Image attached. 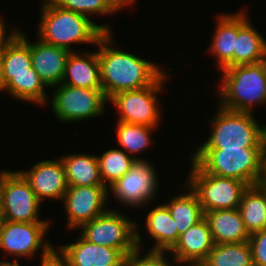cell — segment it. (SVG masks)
<instances>
[{
    "mask_svg": "<svg viewBox=\"0 0 266 266\" xmlns=\"http://www.w3.org/2000/svg\"><path fill=\"white\" fill-rule=\"evenodd\" d=\"M112 32H105L97 42L102 91L107 99L116 93L148 87L164 71L157 63L113 48Z\"/></svg>",
    "mask_w": 266,
    "mask_h": 266,
    "instance_id": "1",
    "label": "cell"
},
{
    "mask_svg": "<svg viewBox=\"0 0 266 266\" xmlns=\"http://www.w3.org/2000/svg\"><path fill=\"white\" fill-rule=\"evenodd\" d=\"M38 39L73 52L71 44H97L105 32H111L110 25L95 24L91 17L63 9L51 0L42 2Z\"/></svg>",
    "mask_w": 266,
    "mask_h": 266,
    "instance_id": "2",
    "label": "cell"
},
{
    "mask_svg": "<svg viewBox=\"0 0 266 266\" xmlns=\"http://www.w3.org/2000/svg\"><path fill=\"white\" fill-rule=\"evenodd\" d=\"M221 71L223 79L218 95L222 108L254 113L252 109L255 104H266V60L256 64L235 65Z\"/></svg>",
    "mask_w": 266,
    "mask_h": 266,
    "instance_id": "3",
    "label": "cell"
},
{
    "mask_svg": "<svg viewBox=\"0 0 266 266\" xmlns=\"http://www.w3.org/2000/svg\"><path fill=\"white\" fill-rule=\"evenodd\" d=\"M266 147L240 149H197L193 161L203 172L238 179L248 186L257 185Z\"/></svg>",
    "mask_w": 266,
    "mask_h": 266,
    "instance_id": "4",
    "label": "cell"
},
{
    "mask_svg": "<svg viewBox=\"0 0 266 266\" xmlns=\"http://www.w3.org/2000/svg\"><path fill=\"white\" fill-rule=\"evenodd\" d=\"M218 108L211 119V134L198 149L266 147V125L260 126L253 113Z\"/></svg>",
    "mask_w": 266,
    "mask_h": 266,
    "instance_id": "5",
    "label": "cell"
},
{
    "mask_svg": "<svg viewBox=\"0 0 266 266\" xmlns=\"http://www.w3.org/2000/svg\"><path fill=\"white\" fill-rule=\"evenodd\" d=\"M138 224L115 209L82 224L80 235L90 243L120 250L124 255L141 248Z\"/></svg>",
    "mask_w": 266,
    "mask_h": 266,
    "instance_id": "6",
    "label": "cell"
},
{
    "mask_svg": "<svg viewBox=\"0 0 266 266\" xmlns=\"http://www.w3.org/2000/svg\"><path fill=\"white\" fill-rule=\"evenodd\" d=\"M187 187L197 195L204 211L238 208L248 185L238 179L203 172L193 161Z\"/></svg>",
    "mask_w": 266,
    "mask_h": 266,
    "instance_id": "7",
    "label": "cell"
},
{
    "mask_svg": "<svg viewBox=\"0 0 266 266\" xmlns=\"http://www.w3.org/2000/svg\"><path fill=\"white\" fill-rule=\"evenodd\" d=\"M167 76L164 72L148 87L122 91L111 96L108 100L113 103L120 114L118 121L157 128L161 111L156 94L164 88L162 86Z\"/></svg>",
    "mask_w": 266,
    "mask_h": 266,
    "instance_id": "8",
    "label": "cell"
},
{
    "mask_svg": "<svg viewBox=\"0 0 266 266\" xmlns=\"http://www.w3.org/2000/svg\"><path fill=\"white\" fill-rule=\"evenodd\" d=\"M0 197L5 220L10 222H48L39 219L41 201L19 171H0Z\"/></svg>",
    "mask_w": 266,
    "mask_h": 266,
    "instance_id": "9",
    "label": "cell"
},
{
    "mask_svg": "<svg viewBox=\"0 0 266 266\" xmlns=\"http://www.w3.org/2000/svg\"><path fill=\"white\" fill-rule=\"evenodd\" d=\"M50 104L59 121L76 122L103 114L108 99L102 89H89L59 84Z\"/></svg>",
    "mask_w": 266,
    "mask_h": 266,
    "instance_id": "10",
    "label": "cell"
},
{
    "mask_svg": "<svg viewBox=\"0 0 266 266\" xmlns=\"http://www.w3.org/2000/svg\"><path fill=\"white\" fill-rule=\"evenodd\" d=\"M49 224L50 221L24 223L5 220L0 227V248L7 255L19 258L34 257L40 249L41 262L49 260L55 254V248L44 237Z\"/></svg>",
    "mask_w": 266,
    "mask_h": 266,
    "instance_id": "11",
    "label": "cell"
},
{
    "mask_svg": "<svg viewBox=\"0 0 266 266\" xmlns=\"http://www.w3.org/2000/svg\"><path fill=\"white\" fill-rule=\"evenodd\" d=\"M151 164L149 161H137L109 187L121 205L137 208L154 199L159 182L156 170Z\"/></svg>",
    "mask_w": 266,
    "mask_h": 266,
    "instance_id": "12",
    "label": "cell"
},
{
    "mask_svg": "<svg viewBox=\"0 0 266 266\" xmlns=\"http://www.w3.org/2000/svg\"><path fill=\"white\" fill-rule=\"evenodd\" d=\"M108 191L106 186L68 185L62 199L67 214V228H79L107 212L109 208H106L105 203L110 197Z\"/></svg>",
    "mask_w": 266,
    "mask_h": 266,
    "instance_id": "13",
    "label": "cell"
},
{
    "mask_svg": "<svg viewBox=\"0 0 266 266\" xmlns=\"http://www.w3.org/2000/svg\"><path fill=\"white\" fill-rule=\"evenodd\" d=\"M55 254L67 266H122L125 256L118 249L90 243L81 235L75 243L59 246Z\"/></svg>",
    "mask_w": 266,
    "mask_h": 266,
    "instance_id": "14",
    "label": "cell"
},
{
    "mask_svg": "<svg viewBox=\"0 0 266 266\" xmlns=\"http://www.w3.org/2000/svg\"><path fill=\"white\" fill-rule=\"evenodd\" d=\"M29 182L36 197L43 202L44 199L62 200L67 189L65 169L61 159L43 160L29 171H19Z\"/></svg>",
    "mask_w": 266,
    "mask_h": 266,
    "instance_id": "15",
    "label": "cell"
},
{
    "mask_svg": "<svg viewBox=\"0 0 266 266\" xmlns=\"http://www.w3.org/2000/svg\"><path fill=\"white\" fill-rule=\"evenodd\" d=\"M210 226L204 217L201 221L181 234L175 245L168 251L178 264L205 261L214 247Z\"/></svg>",
    "mask_w": 266,
    "mask_h": 266,
    "instance_id": "16",
    "label": "cell"
},
{
    "mask_svg": "<svg viewBox=\"0 0 266 266\" xmlns=\"http://www.w3.org/2000/svg\"><path fill=\"white\" fill-rule=\"evenodd\" d=\"M38 40L37 43L30 41L32 67L47 88L59 85L71 51Z\"/></svg>",
    "mask_w": 266,
    "mask_h": 266,
    "instance_id": "17",
    "label": "cell"
},
{
    "mask_svg": "<svg viewBox=\"0 0 266 266\" xmlns=\"http://www.w3.org/2000/svg\"><path fill=\"white\" fill-rule=\"evenodd\" d=\"M241 11L234 14L220 15L217 18V29L214 31L210 47V53L218 61L220 70L233 66V54L238 30L249 20L248 16Z\"/></svg>",
    "mask_w": 266,
    "mask_h": 266,
    "instance_id": "18",
    "label": "cell"
},
{
    "mask_svg": "<svg viewBox=\"0 0 266 266\" xmlns=\"http://www.w3.org/2000/svg\"><path fill=\"white\" fill-rule=\"evenodd\" d=\"M79 55L71 52L66 63L62 84L89 89H102L97 51Z\"/></svg>",
    "mask_w": 266,
    "mask_h": 266,
    "instance_id": "19",
    "label": "cell"
},
{
    "mask_svg": "<svg viewBox=\"0 0 266 266\" xmlns=\"http://www.w3.org/2000/svg\"><path fill=\"white\" fill-rule=\"evenodd\" d=\"M205 218L209 223L215 244L249 241L250 234L245 228L238 208L206 212Z\"/></svg>",
    "mask_w": 266,
    "mask_h": 266,
    "instance_id": "20",
    "label": "cell"
},
{
    "mask_svg": "<svg viewBox=\"0 0 266 266\" xmlns=\"http://www.w3.org/2000/svg\"><path fill=\"white\" fill-rule=\"evenodd\" d=\"M37 74L31 64L30 42L19 32L4 49L0 91L11 81V75Z\"/></svg>",
    "mask_w": 266,
    "mask_h": 266,
    "instance_id": "21",
    "label": "cell"
},
{
    "mask_svg": "<svg viewBox=\"0 0 266 266\" xmlns=\"http://www.w3.org/2000/svg\"><path fill=\"white\" fill-rule=\"evenodd\" d=\"M60 159L68 185L105 186L100 176L97 155L68 154Z\"/></svg>",
    "mask_w": 266,
    "mask_h": 266,
    "instance_id": "22",
    "label": "cell"
},
{
    "mask_svg": "<svg viewBox=\"0 0 266 266\" xmlns=\"http://www.w3.org/2000/svg\"><path fill=\"white\" fill-rule=\"evenodd\" d=\"M146 228L150 236L155 239L151 251L168 252L178 241V231L168 208L159 205L148 212Z\"/></svg>",
    "mask_w": 266,
    "mask_h": 266,
    "instance_id": "23",
    "label": "cell"
},
{
    "mask_svg": "<svg viewBox=\"0 0 266 266\" xmlns=\"http://www.w3.org/2000/svg\"><path fill=\"white\" fill-rule=\"evenodd\" d=\"M266 60V40L248 20L237 32L233 66Z\"/></svg>",
    "mask_w": 266,
    "mask_h": 266,
    "instance_id": "24",
    "label": "cell"
},
{
    "mask_svg": "<svg viewBox=\"0 0 266 266\" xmlns=\"http://www.w3.org/2000/svg\"><path fill=\"white\" fill-rule=\"evenodd\" d=\"M238 209L250 235L266 229V190L258 185L248 186Z\"/></svg>",
    "mask_w": 266,
    "mask_h": 266,
    "instance_id": "25",
    "label": "cell"
},
{
    "mask_svg": "<svg viewBox=\"0 0 266 266\" xmlns=\"http://www.w3.org/2000/svg\"><path fill=\"white\" fill-rule=\"evenodd\" d=\"M188 193L184 195L173 196L170 202L164 204L175 220L178 231V238L190 227L201 221L205 213L199 203L197 195L188 187Z\"/></svg>",
    "mask_w": 266,
    "mask_h": 266,
    "instance_id": "26",
    "label": "cell"
},
{
    "mask_svg": "<svg viewBox=\"0 0 266 266\" xmlns=\"http://www.w3.org/2000/svg\"><path fill=\"white\" fill-rule=\"evenodd\" d=\"M116 137L119 146L122 147L128 155L133 154V158L137 161H148L143 157H135L137 153L144 152L147 147H150L151 144V134L152 130L156 129L155 127H149L145 125L138 124H128L121 121H118L116 125Z\"/></svg>",
    "mask_w": 266,
    "mask_h": 266,
    "instance_id": "27",
    "label": "cell"
},
{
    "mask_svg": "<svg viewBox=\"0 0 266 266\" xmlns=\"http://www.w3.org/2000/svg\"><path fill=\"white\" fill-rule=\"evenodd\" d=\"M204 262L209 266H254L249 241L215 244Z\"/></svg>",
    "mask_w": 266,
    "mask_h": 266,
    "instance_id": "28",
    "label": "cell"
},
{
    "mask_svg": "<svg viewBox=\"0 0 266 266\" xmlns=\"http://www.w3.org/2000/svg\"><path fill=\"white\" fill-rule=\"evenodd\" d=\"M47 86L38 74L11 75V81L2 89L17 100L28 101L43 105L47 103Z\"/></svg>",
    "mask_w": 266,
    "mask_h": 266,
    "instance_id": "29",
    "label": "cell"
},
{
    "mask_svg": "<svg viewBox=\"0 0 266 266\" xmlns=\"http://www.w3.org/2000/svg\"><path fill=\"white\" fill-rule=\"evenodd\" d=\"M101 179L106 187L126 174L137 162L122 149H109L97 156ZM109 183V185H107Z\"/></svg>",
    "mask_w": 266,
    "mask_h": 266,
    "instance_id": "30",
    "label": "cell"
},
{
    "mask_svg": "<svg viewBox=\"0 0 266 266\" xmlns=\"http://www.w3.org/2000/svg\"><path fill=\"white\" fill-rule=\"evenodd\" d=\"M57 6L90 17L108 15L123 8L115 0H51Z\"/></svg>",
    "mask_w": 266,
    "mask_h": 266,
    "instance_id": "31",
    "label": "cell"
},
{
    "mask_svg": "<svg viewBox=\"0 0 266 266\" xmlns=\"http://www.w3.org/2000/svg\"><path fill=\"white\" fill-rule=\"evenodd\" d=\"M140 252L141 250L137 248L133 252L126 254L122 266H173L165 259L164 254L166 252L149 250L144 257H140Z\"/></svg>",
    "mask_w": 266,
    "mask_h": 266,
    "instance_id": "32",
    "label": "cell"
},
{
    "mask_svg": "<svg viewBox=\"0 0 266 266\" xmlns=\"http://www.w3.org/2000/svg\"><path fill=\"white\" fill-rule=\"evenodd\" d=\"M254 266H266V229L250 235Z\"/></svg>",
    "mask_w": 266,
    "mask_h": 266,
    "instance_id": "33",
    "label": "cell"
},
{
    "mask_svg": "<svg viewBox=\"0 0 266 266\" xmlns=\"http://www.w3.org/2000/svg\"><path fill=\"white\" fill-rule=\"evenodd\" d=\"M5 20H2V18H0V49H5L6 45L14 38V36L18 33V31H16L15 29H11V35H7L6 34V27H5V22H3ZM15 30V31H14ZM8 37H7V36Z\"/></svg>",
    "mask_w": 266,
    "mask_h": 266,
    "instance_id": "34",
    "label": "cell"
},
{
    "mask_svg": "<svg viewBox=\"0 0 266 266\" xmlns=\"http://www.w3.org/2000/svg\"><path fill=\"white\" fill-rule=\"evenodd\" d=\"M257 185L266 190V150L264 151L262 157L261 175Z\"/></svg>",
    "mask_w": 266,
    "mask_h": 266,
    "instance_id": "35",
    "label": "cell"
},
{
    "mask_svg": "<svg viewBox=\"0 0 266 266\" xmlns=\"http://www.w3.org/2000/svg\"><path fill=\"white\" fill-rule=\"evenodd\" d=\"M40 263L41 266H67L56 254H54L49 260Z\"/></svg>",
    "mask_w": 266,
    "mask_h": 266,
    "instance_id": "36",
    "label": "cell"
},
{
    "mask_svg": "<svg viewBox=\"0 0 266 266\" xmlns=\"http://www.w3.org/2000/svg\"><path fill=\"white\" fill-rule=\"evenodd\" d=\"M0 266H21L18 262V260L15 258L12 262L10 261H0Z\"/></svg>",
    "mask_w": 266,
    "mask_h": 266,
    "instance_id": "37",
    "label": "cell"
},
{
    "mask_svg": "<svg viewBox=\"0 0 266 266\" xmlns=\"http://www.w3.org/2000/svg\"><path fill=\"white\" fill-rule=\"evenodd\" d=\"M122 8H124L128 4H133L135 0H115Z\"/></svg>",
    "mask_w": 266,
    "mask_h": 266,
    "instance_id": "38",
    "label": "cell"
},
{
    "mask_svg": "<svg viewBox=\"0 0 266 266\" xmlns=\"http://www.w3.org/2000/svg\"><path fill=\"white\" fill-rule=\"evenodd\" d=\"M4 221H5L4 210H3V206H2V200L0 197V227L3 225Z\"/></svg>",
    "mask_w": 266,
    "mask_h": 266,
    "instance_id": "39",
    "label": "cell"
},
{
    "mask_svg": "<svg viewBox=\"0 0 266 266\" xmlns=\"http://www.w3.org/2000/svg\"><path fill=\"white\" fill-rule=\"evenodd\" d=\"M4 49H0V78L3 70Z\"/></svg>",
    "mask_w": 266,
    "mask_h": 266,
    "instance_id": "40",
    "label": "cell"
},
{
    "mask_svg": "<svg viewBox=\"0 0 266 266\" xmlns=\"http://www.w3.org/2000/svg\"><path fill=\"white\" fill-rule=\"evenodd\" d=\"M186 266H209L206 262H190L188 264H185Z\"/></svg>",
    "mask_w": 266,
    "mask_h": 266,
    "instance_id": "41",
    "label": "cell"
}]
</instances>
